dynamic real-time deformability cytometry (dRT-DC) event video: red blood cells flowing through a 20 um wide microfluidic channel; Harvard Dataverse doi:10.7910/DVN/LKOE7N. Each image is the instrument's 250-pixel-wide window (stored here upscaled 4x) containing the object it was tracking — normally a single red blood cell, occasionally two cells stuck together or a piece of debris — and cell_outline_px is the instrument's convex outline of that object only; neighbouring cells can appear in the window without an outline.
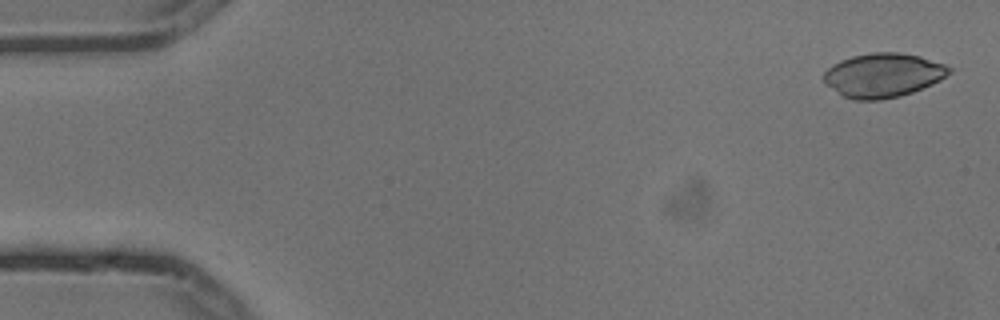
{"species": "common noctule bat (a hibernating species)", "species_latin": "Nyctalus noctula", "temperature_condition": "cold", "stored_images_in_passage": 5, "segment_of_instrument_passage": [2, 2], "camera_frame_rate_fps": 3000, "um_per_image_px": 0.085, "animal": {"sex": "male", "body_mass_g": 13.3}, "frame": {"image": 1, "passage_image": 5, "time_ms": 1.333, "image_size_px": [1000, 320], "cell_outline_px": [[952, 72], [940, 80], [932, 84], [912, 92], [900, 96], [880, 100], [852, 100], [844, 96], [828, 84], [824, 80], [824, 72], [832, 64], [840, 60], [852, 56], [872, 52], [900, 52], [920, 56], [944, 64], [952, 68]], "centroid_in_image_um": [75.09, 6.38], "position_along_channel_um": 9.9, "area_um2": 32.14}}